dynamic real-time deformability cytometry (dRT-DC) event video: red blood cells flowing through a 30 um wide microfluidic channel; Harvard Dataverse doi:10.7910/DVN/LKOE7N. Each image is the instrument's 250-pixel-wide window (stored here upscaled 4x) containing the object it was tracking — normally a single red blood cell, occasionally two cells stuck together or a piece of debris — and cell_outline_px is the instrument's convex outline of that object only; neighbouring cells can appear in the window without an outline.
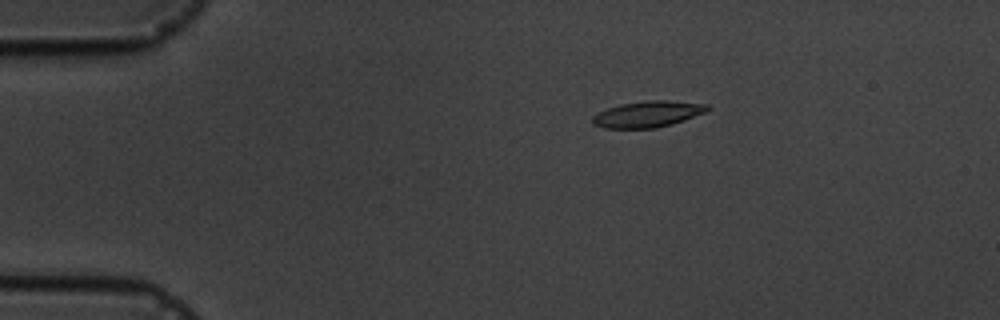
{"species": "common noctule bat (a hibernating species)", "species_latin": "Nyctalus noctula", "temperature_condition": "cold", "stored_images_in_passage": 16, "camera_frame_rate_fps": 3000, "um_per_image_px": 0.085, "animal": {"sex": "male", "body_mass_g": 19.5, "forearm_length_mm": 54.6}, "frame": {"image": 1, "passage_image": 4, "time_ms": 3.333, "image_size_px": [1000, 320], "cell_outline_px": [[712, 108], [708, 112], [672, 124], [656, 128], [604, 128], [592, 124], [592, 116], [608, 108], [620, 104], [648, 100], [668, 100], [708, 104]], "centroid_in_image_um": [55.11, 9.7], "position_along_channel_um": 29.9, "area_um2": 17.69}}
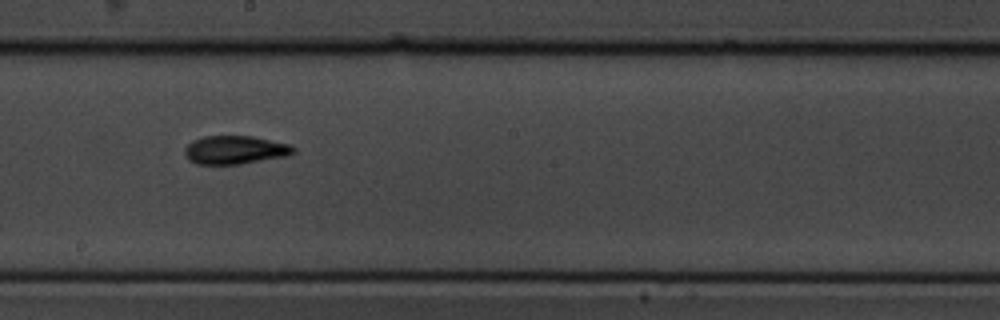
{"frame": {"image": 2, "passage_image": 10, "time_ms": 10.333, "image_size_px": [1000, 320], "cell_outline_px": [[296, 152], [288, 156], [240, 164], [196, 164], [188, 160], [184, 156], [184, 148], [192, 140], [204, 136], [252, 136], [288, 144], [296, 148]], "centroid_in_image_um": [19.95, 12.75], "position_along_channel_um": 228.2, "area_um2": 18.15}}
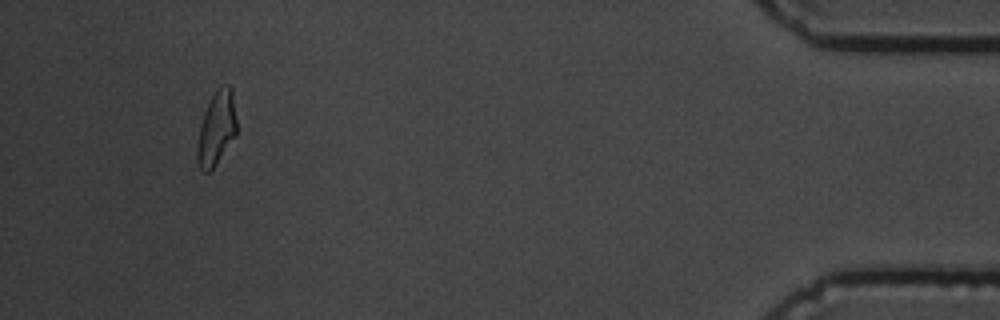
{"frame": {"image": 3, "passage_image": 16, "time_ms": 17.333, "image_size_px": [1000, 320], "cell_outline_px": [[236, 136], [216, 164], [208, 172], [204, 172], [200, 168], [196, 160], [196, 148], [200, 124], [204, 112], [216, 88], [228, 84], [232, 88], [236, 120]], "centroid_in_image_um": [18.39, 10.92], "position_along_channel_um": 416.8, "area_um2": 17.05}, "authors_computed_cell_mechanics": {"area_um2": 17.5712, "velocity_mm_per_s": 3.6406, "shape_relaxation_time_tau1_ms": 5.7757, "shape_relaxation_time_tau2_ms": 2.4386, "deformation_change_tau1": 0.1769, "deformation_change_tau2": 0.0703}}